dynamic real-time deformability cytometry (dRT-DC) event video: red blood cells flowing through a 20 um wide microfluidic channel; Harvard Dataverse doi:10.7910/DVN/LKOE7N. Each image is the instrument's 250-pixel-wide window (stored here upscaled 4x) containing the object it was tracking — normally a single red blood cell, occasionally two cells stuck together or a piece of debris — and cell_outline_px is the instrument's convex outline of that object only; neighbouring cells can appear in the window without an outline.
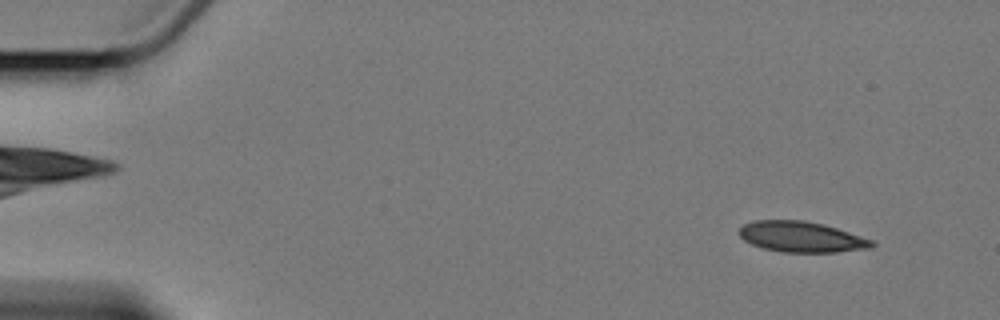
{"species": "Egyptian fruit bat (a non-hibernating species)", "species_latin": "Rousettus aegyptiacus", "temperature_condition": "cold", "stored_images_in_passage": 4, "camera_frame_rate_fps": 3000, "um_per_image_px": 0.085, "animal": {"sex": "female"}, "frame": {"image": 1, "passage_image": 1, "time_ms": 0.0, "image_size_px": [1000, 320], "cell_outline_px": [[876, 244], [872, 248], [836, 252], [784, 252], [764, 248], [752, 244], [744, 240], [740, 236], [740, 228], [744, 224], [752, 220], [804, 220], [824, 224], [872, 240]], "centroid_in_image_um": [68.12, 20.13], "position_along_channel_um": 16.9, "area_um2": 23.58}}
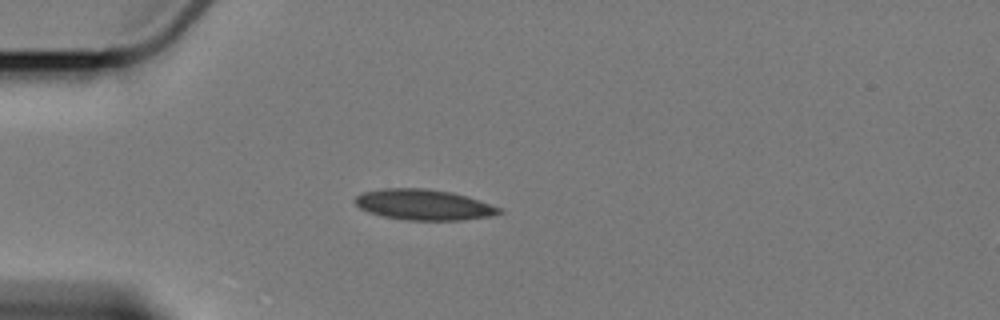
{"frame": {"image": 2, "passage_image": 4, "time_ms": 3.667, "image_size_px": [1000, 320], "cell_outline_px": [[504, 212], [488, 216], [460, 220], [408, 220], [384, 216], [368, 212], [360, 208], [352, 200], [356, 196], [364, 192], [384, 188], [428, 188], [452, 192], [468, 196], [504, 208]], "centroid_in_image_um": [36.04, 17.39], "position_along_channel_um": 49.0, "area_um2": 25.89}}